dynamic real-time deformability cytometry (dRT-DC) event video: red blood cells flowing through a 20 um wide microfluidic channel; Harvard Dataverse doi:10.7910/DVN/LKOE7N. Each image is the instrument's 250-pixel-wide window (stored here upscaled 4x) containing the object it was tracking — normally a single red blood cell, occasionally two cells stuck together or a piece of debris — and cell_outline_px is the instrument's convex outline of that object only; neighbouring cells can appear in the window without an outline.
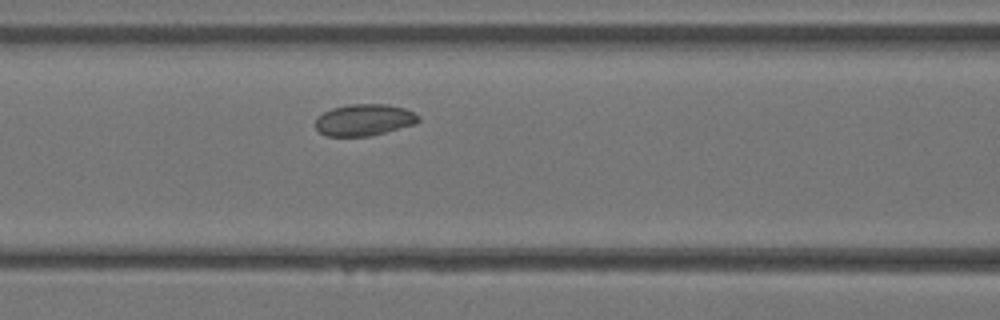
{"species": "Egyptian fruit bat (a non-hibernating species)", "species_latin": "Rousettus aegyptiacus", "temperature_condition": "warm", "stored_images_in_passage": 23, "camera_frame_rate_fps": 3000, "um_per_image_px": 0.085, "animal": {"sex": "female"}, "frame": {"image": 1, "passage_image": 9, "time_ms": 2.667, "image_size_px": [1000, 320], "cell_outline_px": [[420, 120], [416, 124], [368, 136], [324, 136], [316, 128], [316, 116], [332, 108], [352, 104], [388, 104], [404, 108], [420, 116]], "centroid_in_image_um": [30.95, 10.19], "position_along_channel_um": 135.7, "area_um2": 18.96}}
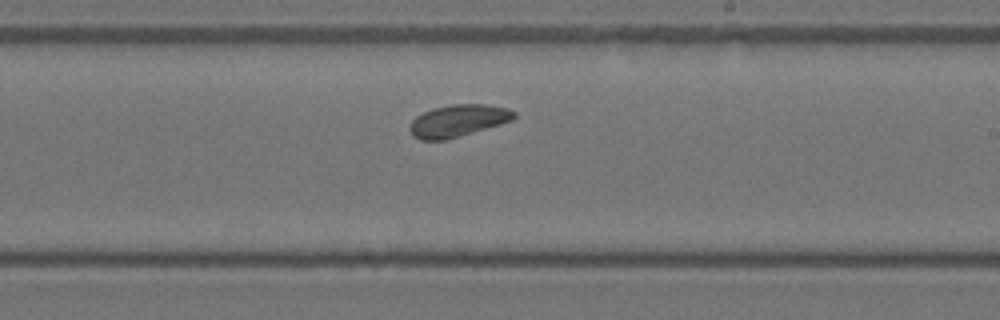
{"frame": {"image": 2, "passage_image": 15, "time_ms": 4.667, "image_size_px": [1000, 320], "cell_outline_px": [[516, 116], [512, 120], [500, 124], [460, 136], [444, 140], [420, 140], [412, 136], [408, 128], [412, 120], [416, 116], [432, 108], [452, 104], [488, 104], [508, 108], [516, 112]], "centroid_in_image_um": [38.91, 10.25], "position_along_channel_um": 250.1, "area_um2": 19.59}}
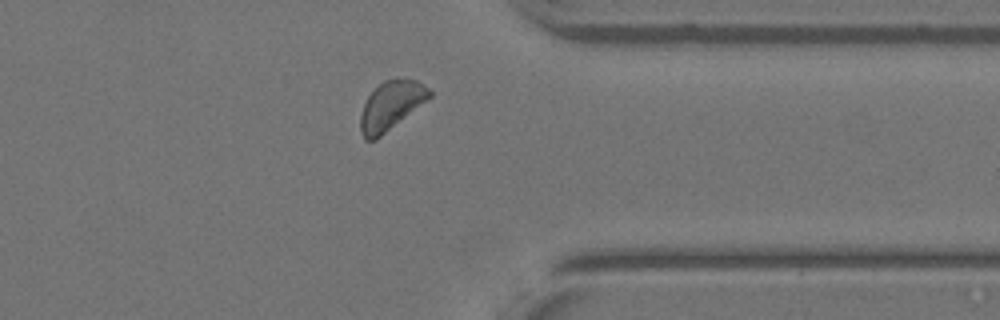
{"frame": {"image": 3, "passage_image": 22, "time_ms": 7.0, "image_size_px": [1000, 320], "cell_outline_px": [[432, 96], [376, 140], [364, 140], [360, 132], [360, 116], [364, 104], [368, 96], [384, 80], [396, 76], [416, 80], [428, 88], [432, 92]], "centroid_in_image_um": [33.22, 8.96], "position_along_channel_um": 378.2, "area_um2": 19.65}}